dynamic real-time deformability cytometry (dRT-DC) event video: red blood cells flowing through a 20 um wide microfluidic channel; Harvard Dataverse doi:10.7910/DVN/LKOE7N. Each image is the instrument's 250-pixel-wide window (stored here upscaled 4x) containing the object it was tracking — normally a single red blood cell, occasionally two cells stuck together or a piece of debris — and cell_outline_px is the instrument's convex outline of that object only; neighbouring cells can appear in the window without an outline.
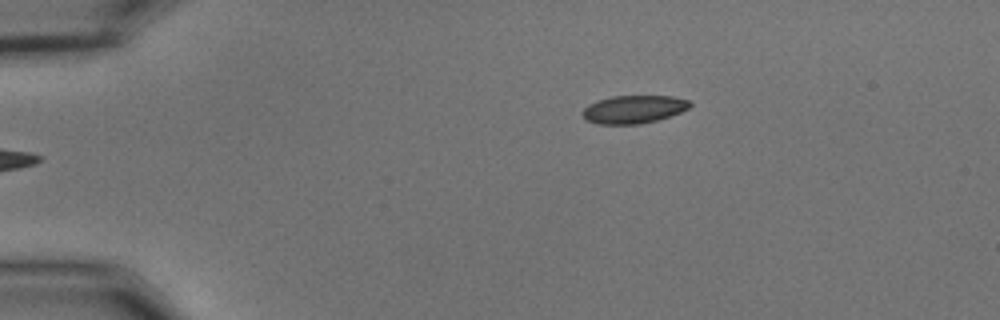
{"species": "common noctule bat (a hibernating species)", "species_latin": "Nyctalus noctula", "temperature_condition": "cold", "stored_images_in_passage": 46, "camera_frame_rate_fps": 3000, "um_per_image_px": 0.085, "animal": {"sex": "male", "body_mass_g": 15.6}, "frame": {"image": 1, "passage_image": 1, "time_ms": 0.0, "image_size_px": [1000, 320], "cell_outline_px": [[692, 104], [688, 108], [680, 112], [656, 120], [640, 124], [596, 124], [588, 120], [580, 112], [588, 104], [596, 100], [612, 96], [672, 96], [688, 100]], "centroid_in_image_um": [53.82, 9.28], "position_along_channel_um": 31.2, "area_um2": 17.46}}
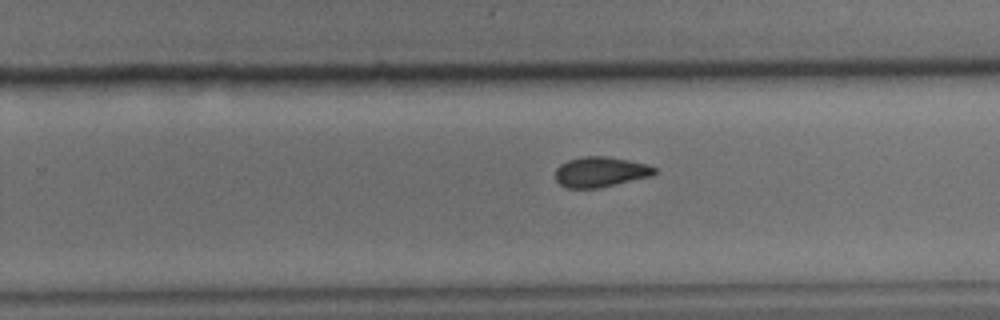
{"frame": {"image": 2, "passage_image": 26, "time_ms": 8.333, "image_size_px": [1000, 320], "cell_outline_px": [[656, 172], [652, 176], [600, 188], [564, 188], [556, 180], [556, 168], [560, 164], [568, 160], [584, 156], [604, 156], [628, 160], [648, 164], [656, 168]], "centroid_in_image_um": [51.04, 14.62], "position_along_channel_um": 278.8, "area_um2": 17.57}}
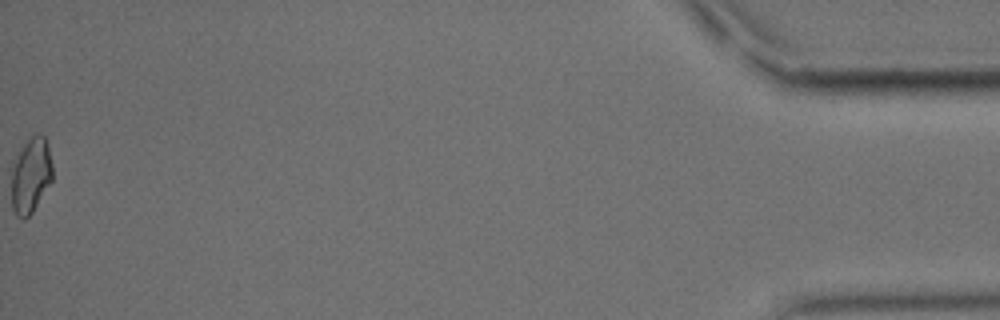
{"frame": {"image": 3, "passage_image": 46, "time_ms": 15.0, "image_size_px": [1000, 320], "cell_outline_px": [[52, 180], [32, 212], [24, 220], [16, 216], [12, 208], [12, 168], [16, 152], [36, 132], [40, 132], [44, 136], [48, 144], [52, 164]], "centroid_in_image_um": [2.61, 14.87], "position_along_channel_um": 432.6, "area_um2": 18.21}, "authors_computed_cell_mechanics": {"area_um2": 17.8313, "velocity_mm_per_s": 3.6738, "shape_relaxation_time_tau1_ms": 10.9651, "shape_relaxation_time_tau2_ms": 4.5305, "deformation_change_tau1": 0.1622, "deformation_change_tau2": 0.0903}}